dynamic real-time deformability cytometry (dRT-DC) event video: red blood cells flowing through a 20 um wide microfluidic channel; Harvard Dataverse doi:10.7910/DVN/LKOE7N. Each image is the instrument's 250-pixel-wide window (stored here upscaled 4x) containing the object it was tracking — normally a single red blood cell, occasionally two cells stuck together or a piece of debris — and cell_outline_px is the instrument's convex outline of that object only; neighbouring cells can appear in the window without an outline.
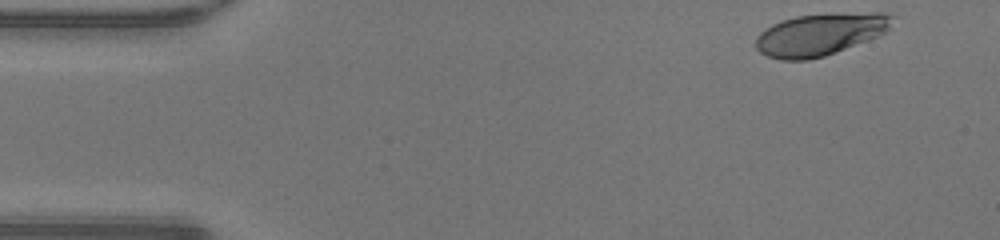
{"species": "human", "species_latin": "Homo sapiens", "temperature_condition": "warm", "stored_images_in_passage": 45, "camera_frame_rate_fps": 3000, "um_per_image_px": 0.085, "donor": {"sex": "male"}, "frame": {"image": 1, "passage_image": 1, "time_ms": 0.0, "image_size_px": [1000, 240], "cell_outline_px": [[892, 16], [888, 32], [824, 56], [808, 60], [780, 60], [768, 56], [760, 52], [756, 48], [756, 36], [764, 28], [780, 20], [796, 16], [876, 12], [888, 12]], "centroid_in_image_um": [69.67, 2.93], "position_along_channel_um": 15.3, "area_um2": 33.23}}
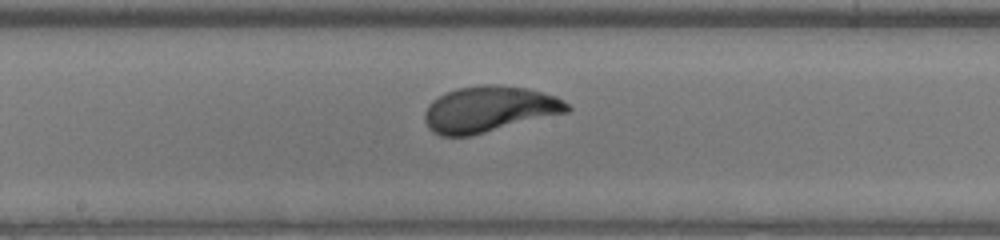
{"frame": {"image": 2, "passage_image": 22, "time_ms": 7.0, "image_size_px": [1000, 240], "cell_outline_px": [[572, 108], [568, 112], [472, 136], [440, 136], [432, 132], [428, 128], [424, 120], [424, 112], [428, 104], [432, 100], [444, 92], [456, 88], [480, 84], [492, 84], [528, 88], [556, 96], [568, 104]], "centroid_in_image_um": [41.54, 9.28], "position_along_channel_um": 206.7, "area_um2": 38.61}}
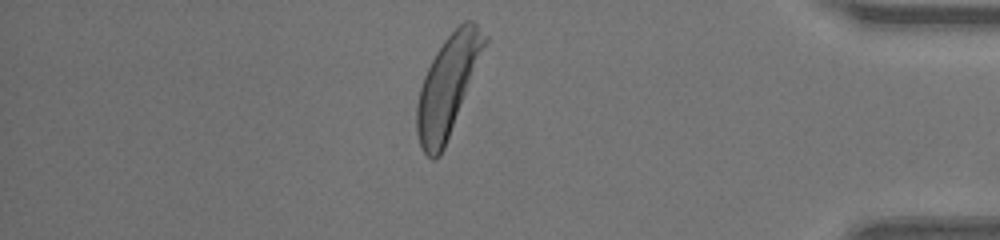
{"frame": {"image": 3, "passage_image": 38, "time_ms": 12.333, "image_size_px": [1000, 240], "cell_outline_px": [[488, 40], [444, 148], [440, 156], [436, 160], [432, 160], [424, 152], [420, 144], [416, 132], [416, 104], [420, 88], [424, 76], [436, 52], [444, 40], [464, 20], [472, 20], [488, 36]], "centroid_in_image_um": [38.04, 7.3], "position_along_channel_um": 397.2, "area_um2": 38.67}, "authors_computed_cell_mechanics": {"area_um2": 37.4544, "velocity_mm_per_s": 4.3032, "shape_relaxation_time_tau1_ms": 2.6199, "shape_relaxation_time_tau2_ms": null, "deformation_change_tau1": 0.1967, "deformation_change_tau2": null}}